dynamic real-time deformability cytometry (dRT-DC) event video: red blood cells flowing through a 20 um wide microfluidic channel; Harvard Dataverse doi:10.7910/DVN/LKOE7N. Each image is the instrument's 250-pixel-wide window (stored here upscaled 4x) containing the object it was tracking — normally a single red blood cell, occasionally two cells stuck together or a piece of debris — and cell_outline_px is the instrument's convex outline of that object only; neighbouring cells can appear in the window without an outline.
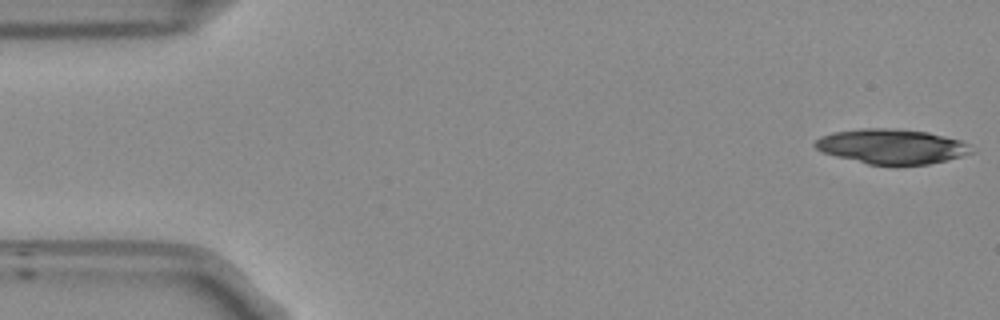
{"species": "Egyptian fruit bat (a non-hibernating species)", "species_latin": "Rousettus aegyptiacus", "temperature_condition": "room temperature", "stored_images_in_passage": 17, "camera_frame_rate_fps": 3000, "um_per_image_px": 0.085, "frame": {"image": 1, "passage_image": 1, "time_ms": 0.0, "image_size_px": [1000, 320], "cell_outline_px": [[976, 152], [928, 164], [868, 164], [820, 152], [812, 144], [820, 136], [832, 132], [864, 128], [892, 128], [928, 132], [960, 140], [968, 144]], "centroid_in_image_um": [75.76, 12.43], "position_along_channel_um": 9.2, "area_um2": 31.56}}
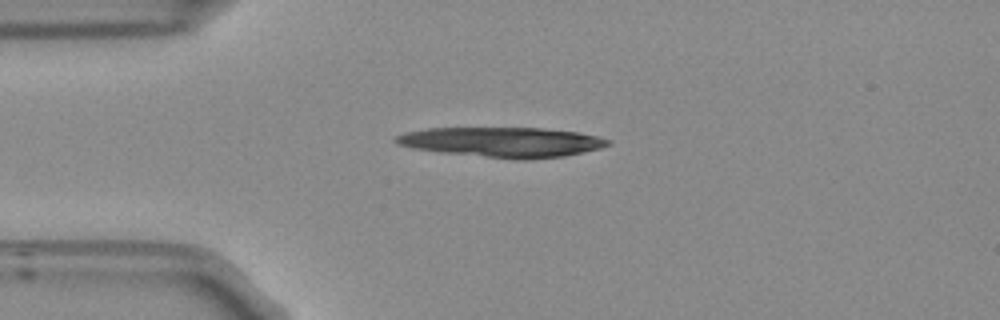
{"frame": {"image": 2, "passage_image": 12, "time_ms": 3.667, "image_size_px": [1000, 320], "cell_outline_px": [[612, 144], [600, 148], [564, 156], [528, 160], [516, 160], [440, 152], [412, 148], [396, 144], [392, 140], [396, 136], [408, 132], [428, 128], [540, 128], [580, 132], [612, 140]], "centroid_in_image_um": [42.71, 12.08], "position_along_channel_um": 42.3, "area_um2": 37.17}}